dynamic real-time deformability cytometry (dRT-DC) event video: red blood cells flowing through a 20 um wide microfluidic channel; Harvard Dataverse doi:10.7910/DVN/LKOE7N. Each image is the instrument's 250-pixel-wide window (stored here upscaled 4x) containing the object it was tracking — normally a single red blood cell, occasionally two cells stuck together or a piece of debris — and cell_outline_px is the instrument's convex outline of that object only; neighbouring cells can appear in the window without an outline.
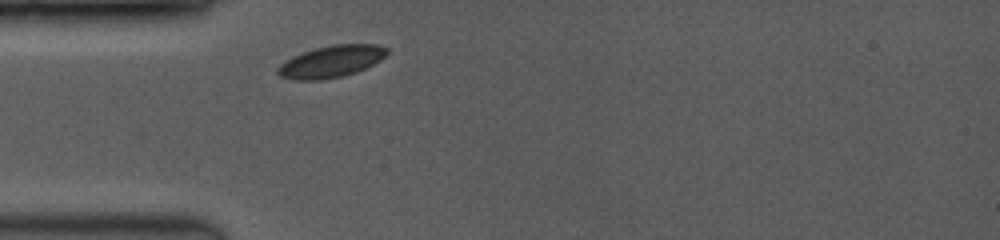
{"species": "common noctule bat (a hibernating species)", "species_latin": "Nyctalus noctula", "temperature_condition": "room temperature", "stored_images_in_passage": 1, "camera_frame_rate_fps": 3500, "um_per_image_px": 0.085, "animal": {"sex": "female", "body_mass_g": 19.0, "forearm_length_mm": 53.3}, "frame": {"image": 1, "passage_image": 1, "time_ms": 0.0, "image_size_px": [1000, 240], "cell_outline_px": [[388, 52], [380, 60], [356, 72], [340, 76], [320, 80], [296, 80], [280, 76], [276, 72], [276, 68], [280, 64], [292, 56], [316, 48], [332, 44], [376, 44], [388, 48]], "centroid_in_image_um": [28.13, 5.22], "position_along_channel_um": 56.9, "area_um2": 20.11}}